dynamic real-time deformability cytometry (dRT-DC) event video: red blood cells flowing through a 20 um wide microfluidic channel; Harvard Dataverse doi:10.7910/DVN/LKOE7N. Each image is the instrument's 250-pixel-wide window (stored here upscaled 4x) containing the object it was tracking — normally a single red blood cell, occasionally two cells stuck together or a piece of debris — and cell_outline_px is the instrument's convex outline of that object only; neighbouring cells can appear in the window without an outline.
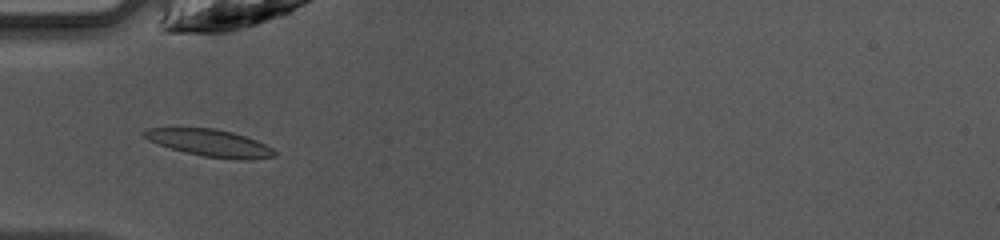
{"species": "common noctule bat (a hibernating species)", "species_latin": "Nyctalus noctula", "temperature_condition": "warm", "stored_images_in_passage": 47, "camera_frame_rate_fps": 3000, "um_per_image_px": 0.085, "animal": {"sex": "female", "body_mass_g": 10.0, "forearm_length_mm": 53.1}, "frame": {"image": 1, "passage_image": 15, "time_ms": 4.667, "image_size_px": [1000, 240], "cell_outline_px": [[276, 156], [248, 160], [244, 160], [204, 156], [172, 148], [148, 140], [140, 132], [148, 128], [216, 128], [232, 132], [256, 140], [272, 148], [276, 152]], "centroid_in_image_um": [17.85, 12.14], "position_along_channel_um": 67.1, "area_um2": 20.23}}
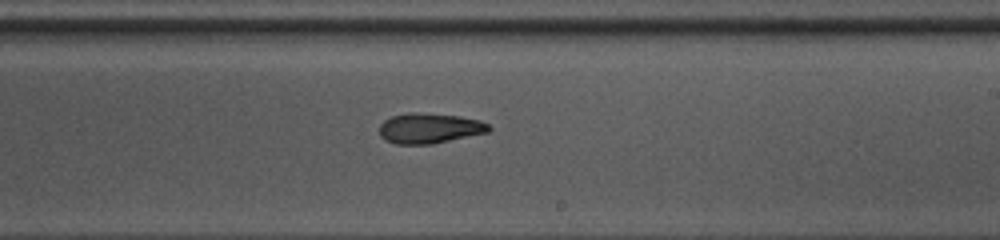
{"frame": {"image": 2, "passage_image": 28, "time_ms": 9.0, "image_size_px": [1000, 240], "cell_outline_px": [[492, 128], [488, 132], [432, 144], [396, 144], [384, 140], [380, 136], [380, 124], [384, 120], [392, 116], [408, 112], [416, 112], [460, 116], [480, 120], [488, 124]], "centroid_in_image_um": [36.49, 10.9], "position_along_channel_um": 252.5, "area_um2": 19.36}}
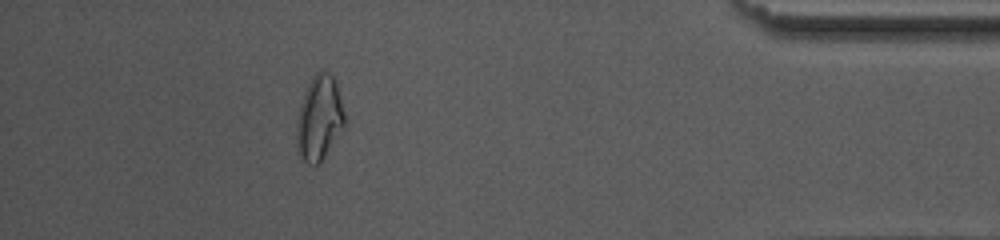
{"frame": {"image": 3, "passage_image": 42, "time_ms": 13.667, "image_size_px": [1000, 240], "cell_outline_px": [[344, 124], [320, 164], [308, 164], [300, 156], [296, 148], [296, 124], [300, 104], [304, 92], [312, 76], [316, 72], [328, 72], [336, 80], [344, 112]], "centroid_in_image_um": [27.11, 10.04], "position_along_channel_um": 408.1, "area_um2": 23.52}, "authors_computed_cell_mechanics": {"area_um2": 19.7676, "velocity_mm_per_s": 4.27, "shape_relaxation_time_tau1_ms": 7.8021, "shape_relaxation_time_tau2_ms": 4.3708, "deformation_change_tau1": 0.228, "deformation_change_tau2": 0.1226}}